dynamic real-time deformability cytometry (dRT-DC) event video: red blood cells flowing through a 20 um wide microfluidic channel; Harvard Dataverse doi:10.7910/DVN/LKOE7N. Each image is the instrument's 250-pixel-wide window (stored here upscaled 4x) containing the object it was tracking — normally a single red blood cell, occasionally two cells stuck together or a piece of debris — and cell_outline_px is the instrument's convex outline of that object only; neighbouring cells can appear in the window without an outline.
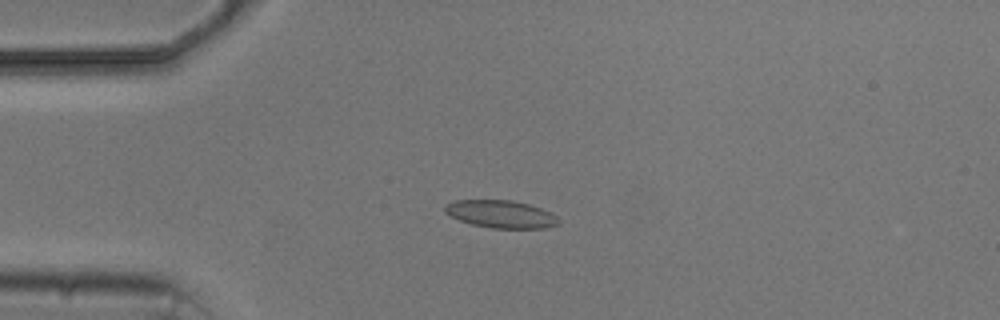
{"species": "common noctule bat (a hibernating species)", "species_latin": "Nyctalus noctula", "temperature_condition": "cold", "stored_images_in_passage": 5, "camera_frame_rate_fps": 3000, "um_per_image_px": 0.085, "animal": {"sex": "male", "body_mass_g": 20.5, "forearm_length_mm": 52.5}, "frame": {"image": 1, "passage_image": 2, "time_ms": 2.0, "image_size_px": [1000, 320], "cell_outline_px": [[560, 224], [544, 228], [492, 228], [472, 224], [460, 220], [444, 212], [444, 204], [456, 200], [512, 200], [528, 204], [552, 212], [560, 220]], "centroid_in_image_um": [42.59, 18.19], "position_along_channel_um": 42.4, "area_um2": 18.32}}
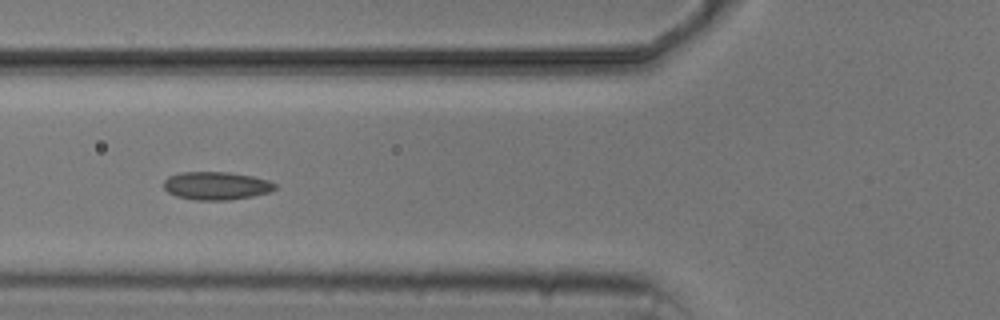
{"frame": {"image": 2, "passage_image": 4, "time_ms": 4.333, "image_size_px": [1000, 320], "cell_outline_px": [[276, 188], [268, 192], [252, 196], [228, 200], [196, 200], [176, 196], [168, 192], [164, 188], [164, 180], [168, 176], [180, 172], [228, 172], [252, 176], [268, 180], [276, 184]], "centroid_in_image_um": [18.36, 15.78], "position_along_channel_um": 107.4, "area_um2": 18.15}}
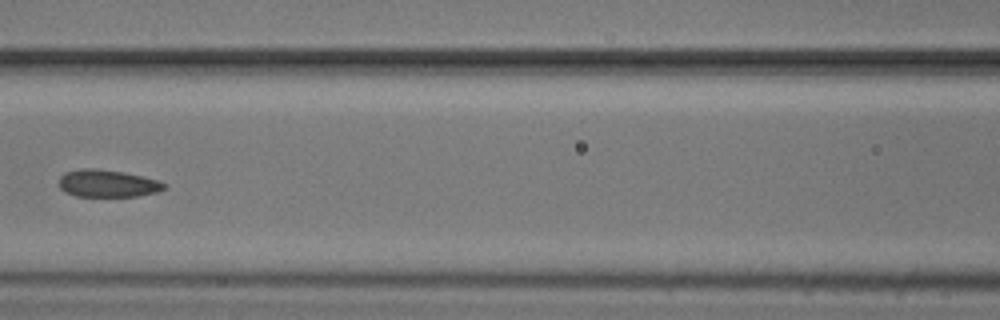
{"frame": {"image": 3, "passage_image": 5, "time_ms": 5.667, "image_size_px": [1000, 320], "cell_outline_px": [[168, 184], [164, 188], [156, 192], [136, 196], [76, 196], [64, 192], [60, 188], [60, 176], [64, 172], [84, 168], [96, 168], [124, 172], [156, 180]], "centroid_in_image_um": [9.1, 15.59], "position_along_channel_um": 157.5, "area_um2": 16.65}}